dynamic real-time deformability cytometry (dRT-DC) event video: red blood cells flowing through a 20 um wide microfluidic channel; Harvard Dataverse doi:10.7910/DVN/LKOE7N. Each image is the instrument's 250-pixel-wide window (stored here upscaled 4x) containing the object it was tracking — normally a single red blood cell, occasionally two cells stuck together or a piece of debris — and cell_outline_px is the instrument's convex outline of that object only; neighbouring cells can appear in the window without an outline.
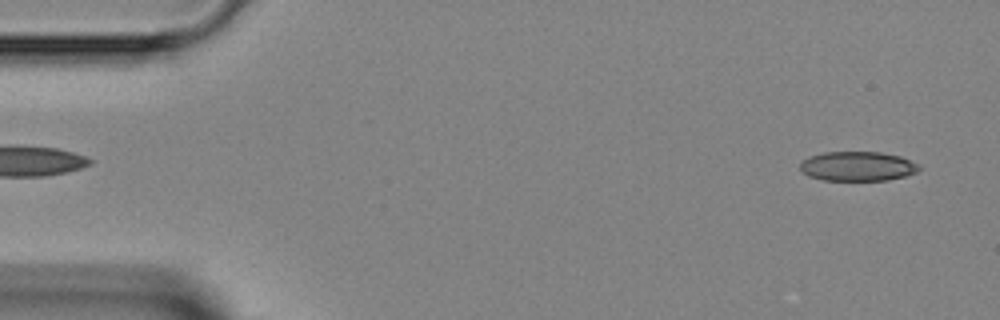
{"species": "Egyptian fruit bat (a non-hibernating species)", "species_latin": "Rousettus aegyptiacus", "temperature_condition": "room temperature", "stored_images_in_passage": 45, "camera_frame_rate_fps": 3000, "um_per_image_px": 0.085, "animal": {"sex": "female"}, "frame": {"image": 1, "passage_image": 2, "time_ms": 0.333, "image_size_px": [1000, 320], "cell_outline_px": [[920, 168], [916, 172], [904, 176], [888, 180], [824, 180], [808, 176], [800, 168], [800, 160], [808, 156], [824, 152], [880, 152], [900, 156], [920, 164]], "centroid_in_image_um": [72.88, 14.12], "position_along_channel_um": 12.1, "area_um2": 20.52}}
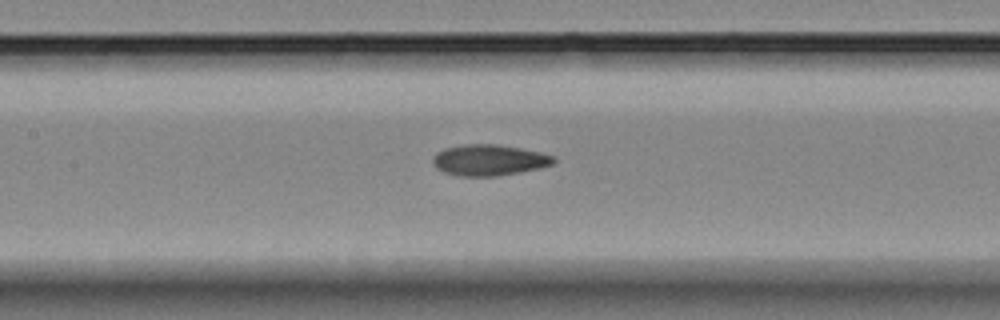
{"frame": {"image": 2, "passage_image": 20, "time_ms": 6.333, "image_size_px": [1000, 320], "cell_outline_px": [[556, 160], [552, 164], [540, 168], [520, 172], [496, 176], [460, 176], [444, 172], [436, 168], [432, 164], [432, 156], [436, 152], [444, 148], [464, 144], [496, 144], [520, 148], [540, 152], [556, 156]], "centroid_in_image_um": [41.55, 13.6], "position_along_channel_um": 165.9, "area_um2": 22.02}}
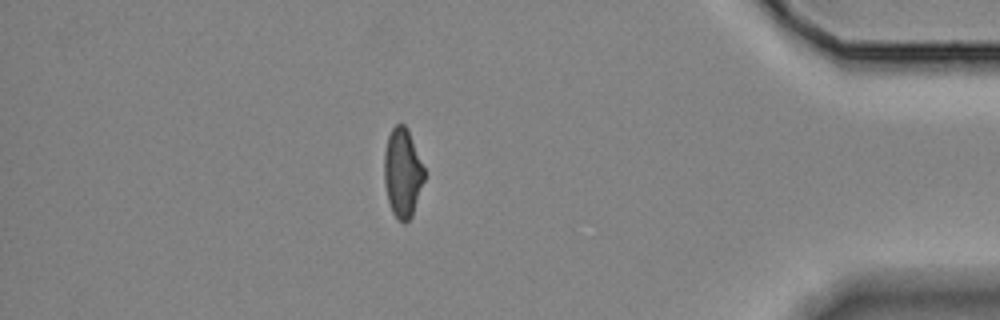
{"frame": {"image": 3, "passage_image": 39, "time_ms": 12.667, "image_size_px": [1000, 320], "cell_outline_px": [[424, 180], [412, 216], [404, 224], [396, 220], [392, 212], [388, 200], [384, 180], [384, 152], [388, 136], [392, 128], [396, 124], [404, 124], [408, 128], [424, 168]], "centroid_in_image_um": [34.21, 14.7], "position_along_channel_um": 401.0, "area_um2": 20.87}}